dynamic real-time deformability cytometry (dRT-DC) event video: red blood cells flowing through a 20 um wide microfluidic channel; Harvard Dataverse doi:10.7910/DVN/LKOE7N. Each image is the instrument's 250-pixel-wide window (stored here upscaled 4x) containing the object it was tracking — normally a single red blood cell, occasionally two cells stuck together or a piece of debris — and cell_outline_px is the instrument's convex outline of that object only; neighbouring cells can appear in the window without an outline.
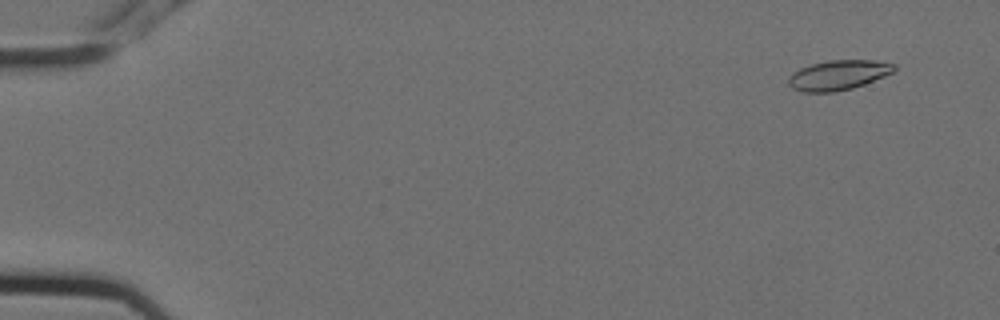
{"species": "Egyptian fruit bat (a non-hibernating species)", "species_latin": "Rousettus aegyptiacus", "temperature_condition": "cold", "stored_images_in_passage": 6, "camera_frame_rate_fps": 3000, "um_per_image_px": 0.085, "animal": {"sex": "female"}, "frame": {"image": 1, "passage_image": 2, "time_ms": 0.333, "image_size_px": [1000, 320], "cell_outline_px": [[896, 68], [892, 72], [884, 76], [864, 84], [852, 88], [836, 92], [804, 92], [792, 88], [788, 84], [788, 80], [792, 72], [800, 68], [812, 64], [828, 60], [876, 60], [896, 64]], "centroid_in_image_um": [71.25, 6.38], "position_along_channel_um": 13.8, "area_um2": 18.38}}